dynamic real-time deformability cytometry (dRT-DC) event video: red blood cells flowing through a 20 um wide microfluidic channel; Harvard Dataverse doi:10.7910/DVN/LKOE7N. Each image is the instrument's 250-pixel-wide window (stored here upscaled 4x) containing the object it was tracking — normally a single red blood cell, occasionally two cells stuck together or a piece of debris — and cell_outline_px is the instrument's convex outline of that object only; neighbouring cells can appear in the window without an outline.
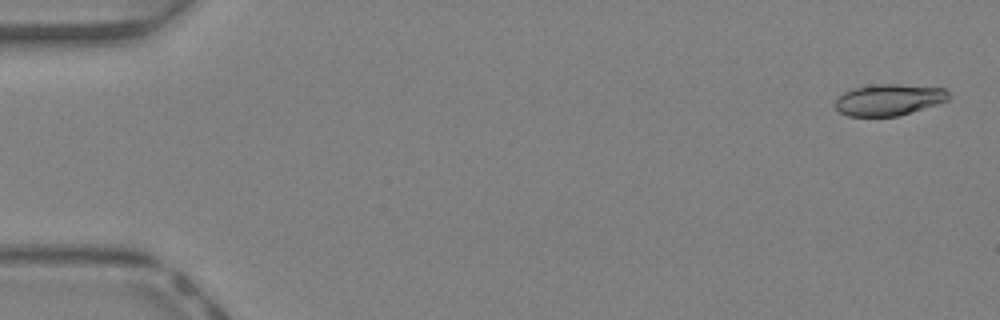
{"species": "Egyptian fruit bat (a non-hibernating species)", "species_latin": "Rousettus aegyptiacus", "temperature_condition": "warm", "stored_images_in_passage": 45, "camera_frame_rate_fps": 3000, "um_per_image_px": 0.085, "animal": {"sex": "female"}, "frame": {"image": 1, "passage_image": 2, "time_ms": 0.333, "image_size_px": [1000, 320], "cell_outline_px": [[952, 96], [948, 100], [936, 104], [896, 116], [848, 116], [840, 112], [836, 108], [836, 100], [844, 92], [856, 88], [880, 84], [896, 84], [944, 88]], "centroid_in_image_um": [75.58, 8.48], "position_along_channel_um": 9.4, "area_um2": 20.35}}
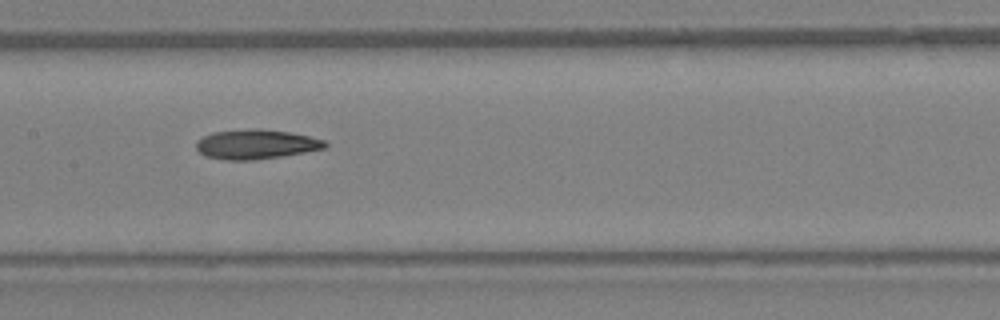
{"frame": {"image": 2, "passage_image": 23, "time_ms": 7.333, "image_size_px": [1000, 320], "cell_outline_px": [[328, 144], [324, 148], [304, 152], [280, 156], [252, 160], [228, 160], [204, 156], [196, 148], [196, 140], [212, 132], [252, 128], [256, 128], [288, 132], [308, 136], [324, 140]], "centroid_in_image_um": [21.71, 12.26], "position_along_channel_um": 185.7, "area_um2": 22.02}}
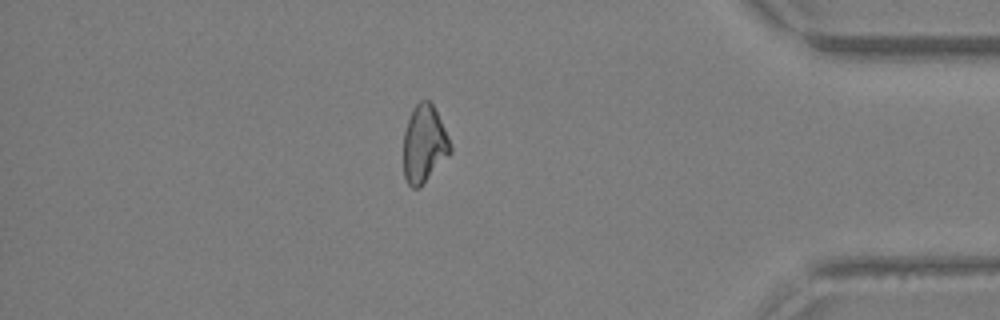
{"frame": {"image": 3, "passage_image": 39, "time_ms": 12.667, "image_size_px": [1000, 320], "cell_outline_px": [[452, 152], [420, 188], [412, 188], [408, 184], [404, 176], [404, 132], [408, 116], [412, 108], [420, 100], [428, 100], [432, 104], [448, 136], [452, 148]], "centroid_in_image_um": [36.04, 12.25], "position_along_channel_um": 399.2, "area_um2": 21.21}, "authors_computed_cell_mechanics": {"area_um2": 21.675, "velocity_mm_per_s": 4.6498, "shape_relaxation_time_tau1_ms": 11.1654, "shape_relaxation_time_tau2_ms": null, "deformation_change_tau1": 0.2461, "deformation_change_tau2": null}}